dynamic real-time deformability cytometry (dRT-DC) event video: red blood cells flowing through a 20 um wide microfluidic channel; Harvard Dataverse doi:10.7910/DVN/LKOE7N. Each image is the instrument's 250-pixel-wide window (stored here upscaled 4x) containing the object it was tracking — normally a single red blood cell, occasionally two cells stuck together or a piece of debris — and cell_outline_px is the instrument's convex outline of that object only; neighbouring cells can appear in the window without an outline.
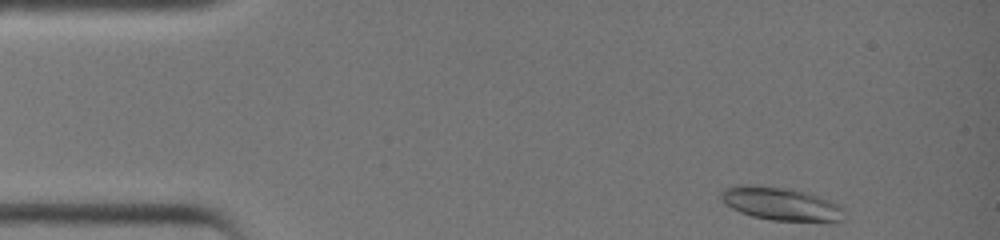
{"species": "common noctule bat (a hibernating species)", "species_latin": "Nyctalus noctula", "temperature_condition": "warm", "stored_images_in_passage": 33, "camera_frame_rate_fps": 3000, "um_per_image_px": 0.085, "animal": {"sex": "female", "body_mass_g": 19.0, "forearm_length_mm": 51.5}, "frame": {"image": 1, "passage_image": 1, "time_ms": 0.0, "image_size_px": [1000, 240], "cell_outline_px": [[844, 220], [772, 220], [752, 216], [740, 212], [732, 208], [720, 196], [720, 192], [724, 188], [736, 184], [752, 184], [792, 188], [820, 196], [844, 208]], "centroid_in_image_um": [66.33, 17.28], "position_along_channel_um": 18.7, "area_um2": 23.64}}
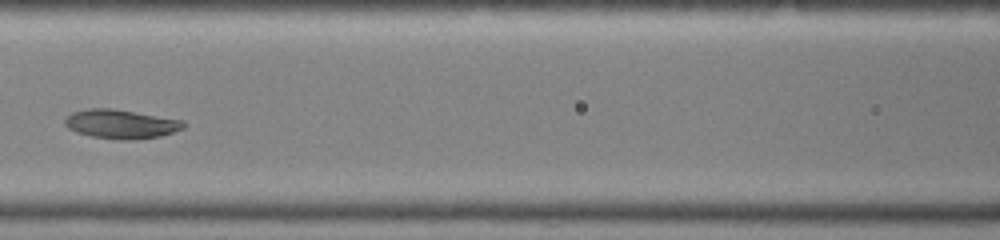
{"frame": {"image": 2, "passage_image": 15, "time_ms": 4.667, "image_size_px": [1000, 240], "cell_outline_px": [[184, 128], [160, 136], [132, 140], [120, 140], [92, 136], [76, 132], [68, 128], [64, 124], [64, 120], [72, 112], [88, 108], [112, 108], [184, 120]], "centroid_in_image_um": [10.27, 10.54], "position_along_channel_um": 156.3, "area_um2": 20.06}}
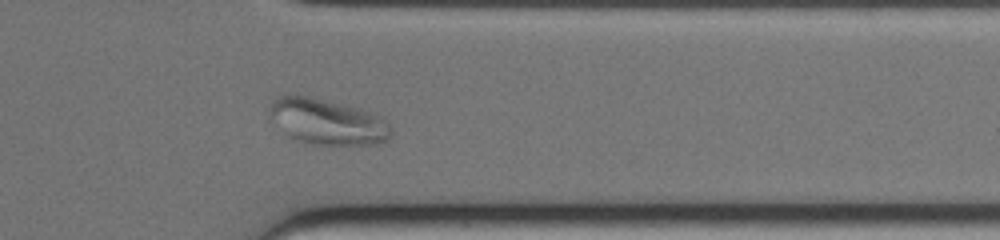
{"frame": {"image": 3, "passage_image": 29, "time_ms": 9.333, "image_size_px": [1000, 240], "cell_outline_px": [[392, 136], [388, 140], [376, 144], [308, 144], [284, 132], [268, 112], [268, 108], [272, 100], [276, 96], [288, 92], [296, 92], [376, 112], [392, 128]], "centroid_in_image_um": [27.82, 10.28], "position_along_channel_um": 383.6, "area_um2": 32.95}}